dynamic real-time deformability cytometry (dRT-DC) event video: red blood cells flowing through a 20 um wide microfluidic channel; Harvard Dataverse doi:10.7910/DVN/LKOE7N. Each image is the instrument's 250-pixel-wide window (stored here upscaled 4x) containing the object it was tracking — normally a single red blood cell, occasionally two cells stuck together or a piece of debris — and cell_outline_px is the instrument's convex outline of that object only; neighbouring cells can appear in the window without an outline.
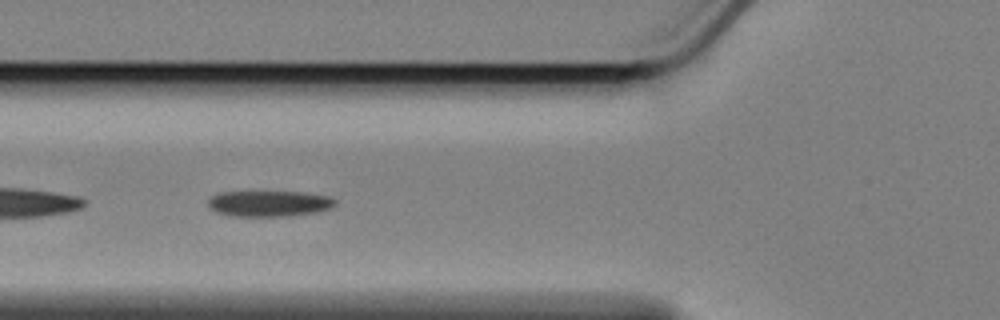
{"species": "Egyptian fruit bat (a non-hibernating species)", "species_latin": "Rousettus aegyptiacus", "temperature_condition": "cold", "stored_images_in_passage": 42, "camera_frame_rate_fps": 3000, "um_per_image_px": 0.085, "animal": {"sex": "female"}, "frame": {"image": 1, "passage_image": 5, "time_ms": 1.333, "image_size_px": [1000, 320], "cell_outline_px": [[336, 204], [332, 208], [316, 212], [288, 216], [232, 216], [216, 212], [208, 208], [208, 200], [212, 196], [220, 192], [304, 192], [328, 196], [336, 200]], "centroid_in_image_um": [22.87, 17.3], "position_along_channel_um": 102.9, "area_um2": 19.25}}
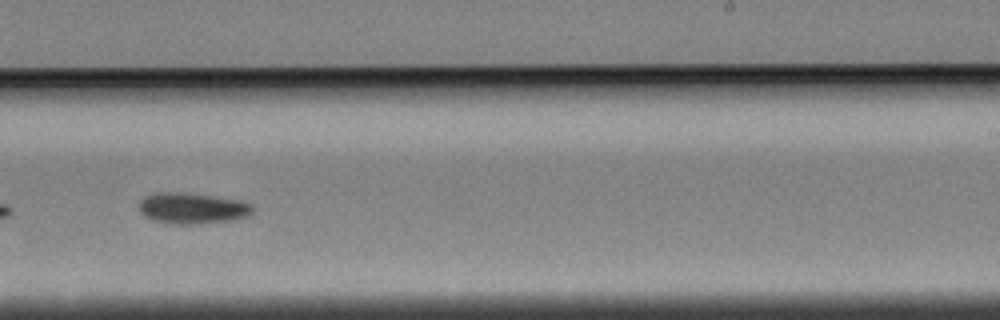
{"frame": {"image": 2, "passage_image": 20, "time_ms": 6.333, "image_size_px": [1000, 320], "cell_outline_px": [[252, 212], [248, 216], [232, 220], [200, 224], [172, 224], [152, 220], [144, 216], [140, 212], [140, 200], [144, 196], [156, 192], [180, 192], [244, 200], [252, 204]], "centroid_in_image_um": [16.34, 17.7], "position_along_channel_um": 272.7, "area_um2": 20.75}}
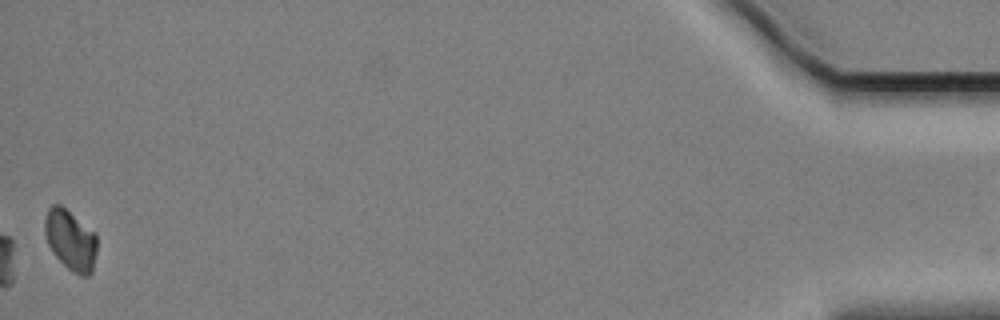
{"frame": {"image": 3, "passage_image": 42, "time_ms": 13.667, "image_size_px": [1000, 320], "cell_outline_px": [[96, 252], [92, 272], [88, 276], [80, 276], [72, 272], [56, 256], [48, 244], [44, 232], [44, 220], [48, 208], [52, 204], [60, 204], [96, 232]], "centroid_in_image_um": [6.0, 20.39], "position_along_channel_um": 429.2, "area_um2": 18.5}, "authors_computed_cell_mechanics": {"area_um2": 19.7676, "velocity_mm_per_s": 3.3904, "shape_relaxation_time_tau1_ms": 3.9574, "shape_relaxation_time_tau2_ms": null, "deformation_change_tau1": 0.1155, "deformation_change_tau2": null}}